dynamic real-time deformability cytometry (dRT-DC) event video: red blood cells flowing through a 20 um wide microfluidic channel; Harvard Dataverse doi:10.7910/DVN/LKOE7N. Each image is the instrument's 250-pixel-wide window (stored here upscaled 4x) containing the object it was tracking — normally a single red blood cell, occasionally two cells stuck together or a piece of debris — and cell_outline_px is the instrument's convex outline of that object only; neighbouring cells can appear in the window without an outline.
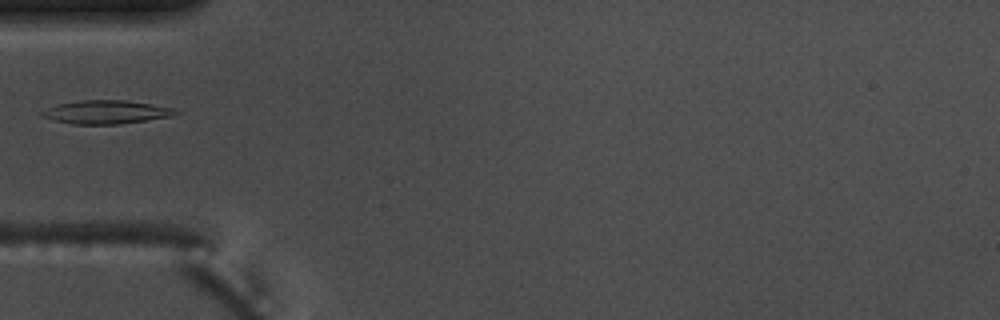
{"species": "common noctule bat (a hibernating species)", "species_latin": "Nyctalus noctula", "temperature_condition": "warm", "stored_images_in_passage": 5, "camera_frame_rate_fps": 3000, "um_per_image_px": 0.085, "animal": {"sex": "male", "body_mass_g": 17.5, "forearm_length_mm": 52.3}, "frame": {"image": 1, "passage_image": 5, "time_ms": 1.333, "image_size_px": [1000, 320], "cell_outline_px": [[180, 112], [168, 116], [120, 124], [72, 124], [40, 116], [40, 112], [56, 104], [80, 100], [124, 100], [152, 104], [172, 108]], "centroid_in_image_um": [8.96, 9.52], "position_along_channel_um": 76.0, "area_um2": 17.98}}